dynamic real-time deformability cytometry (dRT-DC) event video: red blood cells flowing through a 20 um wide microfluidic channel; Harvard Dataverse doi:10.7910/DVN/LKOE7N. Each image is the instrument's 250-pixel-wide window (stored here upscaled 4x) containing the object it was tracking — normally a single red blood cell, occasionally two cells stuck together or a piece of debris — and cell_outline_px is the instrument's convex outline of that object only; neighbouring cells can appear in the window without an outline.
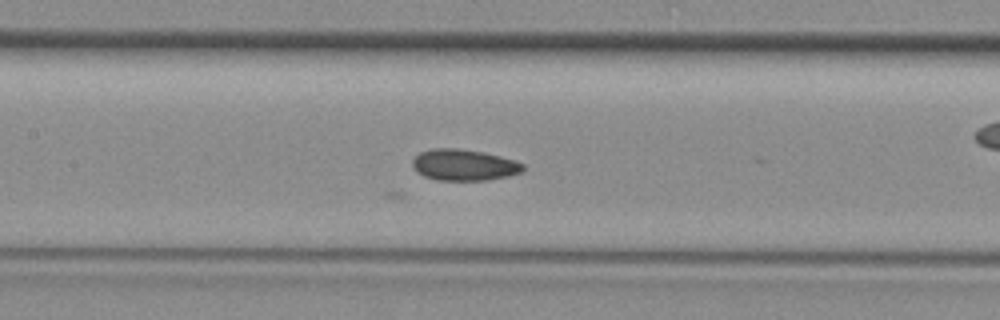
{"species": "common noctule bat (a hibernating species)", "species_latin": "Nyctalus noctula", "temperature_condition": "room temperature", "stored_images_in_passage": 34, "camera_frame_rate_fps": 3000, "um_per_image_px": 0.085, "animal": {"sex": "female", "body_mass_g": 29.2, "forearm_length_mm": 56.3}, "frame": {"image": 1, "passage_image": 7, "time_ms": 2.0, "image_size_px": [1000, 320], "cell_outline_px": [[524, 172], [508, 176], [488, 180], [436, 180], [424, 176], [416, 172], [412, 168], [412, 160], [420, 152], [432, 148], [460, 148], [484, 152], [516, 160], [524, 164]], "centroid_in_image_um": [39.44, 14.02], "position_along_channel_um": 168.0, "area_um2": 20.46}}
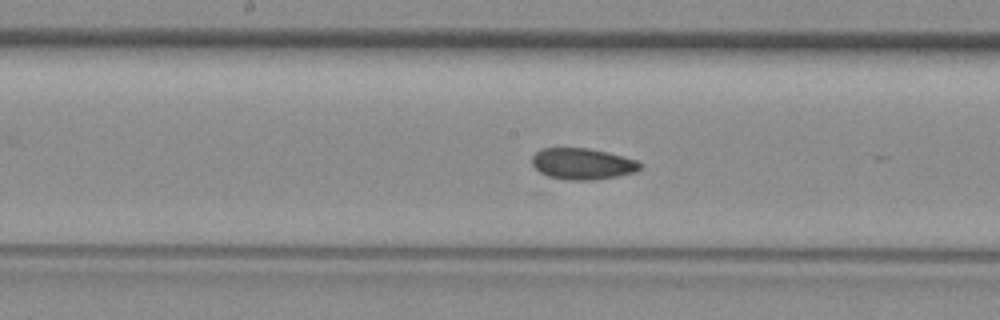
{"frame": {"image": 2, "passage_image": 9, "time_ms": 2.667, "image_size_px": [1000, 320], "cell_outline_px": [[640, 168], [636, 172], [596, 180], [568, 180], [548, 176], [540, 172], [532, 164], [532, 156], [540, 148], [588, 148], [636, 160], [640, 164]], "centroid_in_image_um": [49.47, 13.93], "position_along_channel_um": 198.7, "area_um2": 19.48}}
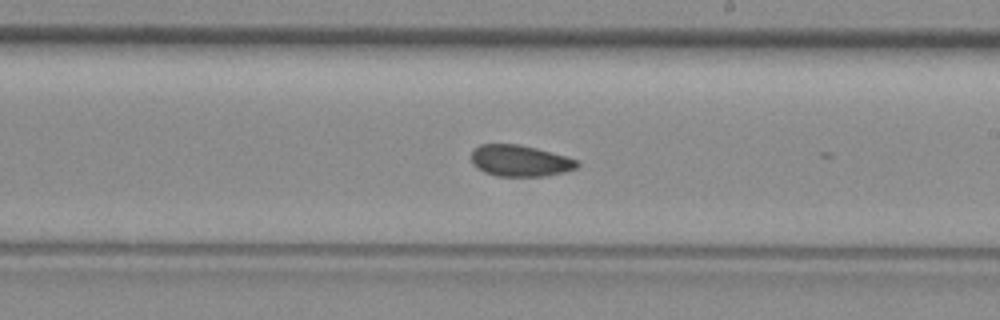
{"frame": {"image": 3, "passage_image": 12, "time_ms": 3.667, "image_size_px": [1000, 320], "cell_outline_px": [[580, 164], [576, 168], [564, 172], [548, 176], [496, 176], [484, 172], [476, 168], [472, 164], [472, 152], [480, 144], [516, 144], [536, 148], [580, 160]], "centroid_in_image_um": [44.22, 13.67], "position_along_channel_um": 244.8, "area_um2": 19.42}}